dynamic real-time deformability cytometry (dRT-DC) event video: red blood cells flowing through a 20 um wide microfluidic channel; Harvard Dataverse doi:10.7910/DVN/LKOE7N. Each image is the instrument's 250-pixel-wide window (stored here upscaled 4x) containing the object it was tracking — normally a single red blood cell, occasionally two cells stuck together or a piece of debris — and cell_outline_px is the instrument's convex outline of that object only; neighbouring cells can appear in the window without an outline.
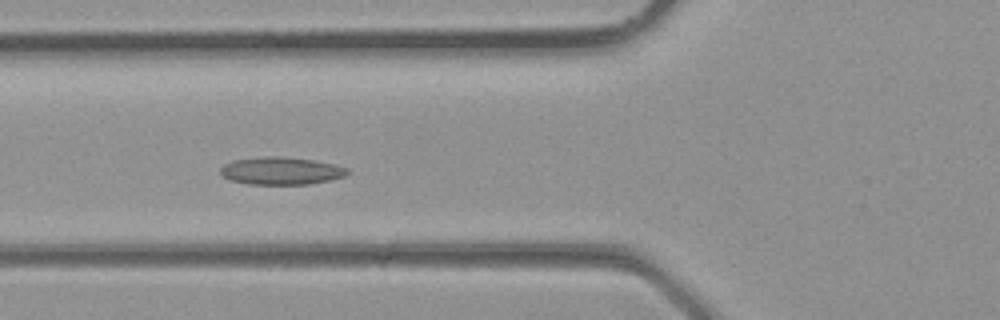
{"species": "common noctule bat (a hibernating species)", "species_latin": "Nyctalus noctula", "temperature_condition": "room temperature", "stored_images_in_passage": 29, "camera_frame_rate_fps": 3000, "um_per_image_px": 0.085, "animal": {"sex": "male", "body_mass_g": 23.1, "forearm_length_mm": 52.7}, "frame": {"image": 1, "passage_image": 7, "time_ms": 2.0, "image_size_px": [1000, 320], "cell_outline_px": [[348, 172], [344, 176], [332, 180], [308, 184], [248, 184], [232, 180], [224, 176], [220, 172], [220, 168], [224, 164], [232, 160], [264, 156], [284, 156], [312, 160], [336, 164], [348, 168]], "centroid_in_image_um": [23.91, 14.51], "position_along_channel_um": 101.9, "area_um2": 20.46}}
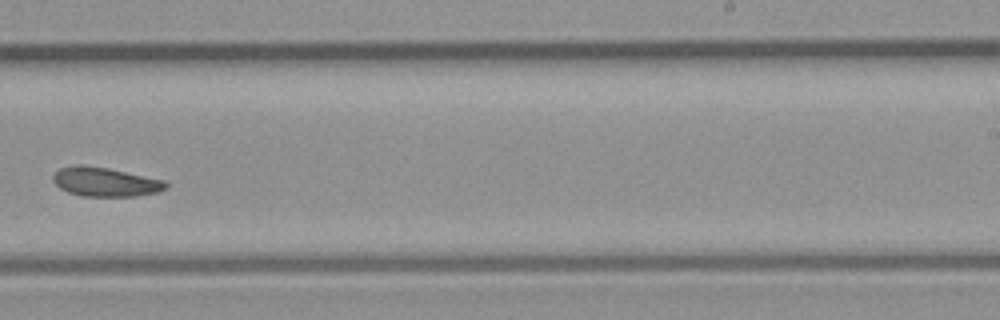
{"frame": {"image": 2, "passage_image": 16, "time_ms": 5.0, "image_size_px": [1000, 320], "cell_outline_px": [[168, 188], [156, 192], [132, 196], [80, 196], [68, 192], [60, 188], [52, 180], [52, 176], [60, 168], [72, 164], [84, 164], [108, 168], [164, 180], [168, 184]], "centroid_in_image_um": [8.91, 15.45], "position_along_channel_um": 280.1, "area_um2": 19.19}}
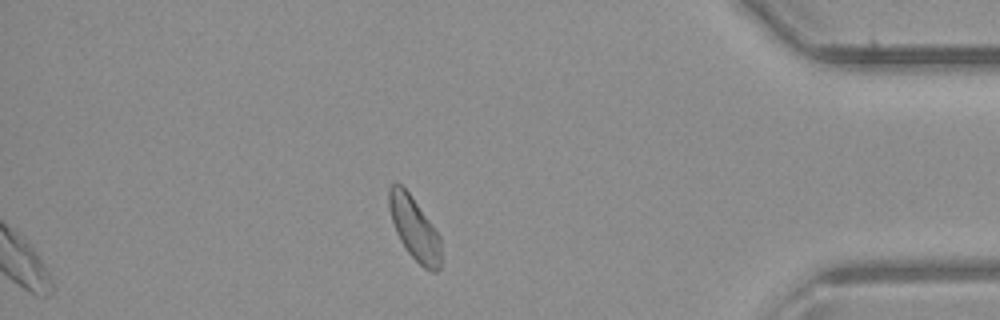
{"frame": {"image": 3, "passage_image": 24, "time_ms": 7.667, "image_size_px": [1000, 320], "cell_outline_px": [[440, 268], [436, 272], [432, 272], [424, 268], [408, 252], [400, 240], [396, 232], [388, 208], [388, 188], [396, 180], [412, 196], [432, 224], [440, 236]], "centroid_in_image_um": [35.2, 19.38], "position_along_channel_um": 400.0, "area_um2": 19.07}}